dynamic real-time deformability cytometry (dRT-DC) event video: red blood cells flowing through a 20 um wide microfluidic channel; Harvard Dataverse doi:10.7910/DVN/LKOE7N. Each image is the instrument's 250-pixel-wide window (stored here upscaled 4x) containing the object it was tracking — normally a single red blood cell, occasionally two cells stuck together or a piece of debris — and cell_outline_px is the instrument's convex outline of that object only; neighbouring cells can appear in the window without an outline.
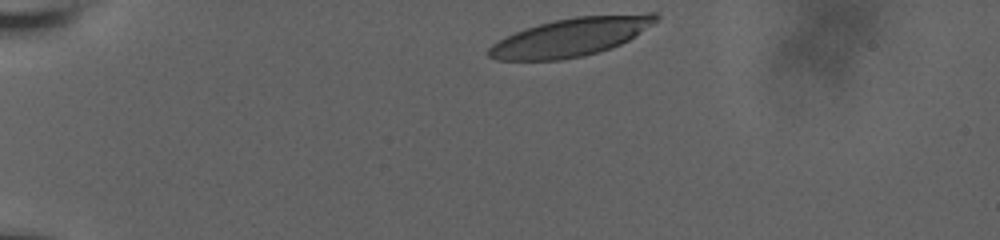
{"species": "human", "species_latin": "Homo sapiens", "temperature_condition": "room temperature", "stored_images_in_passage": 31, "camera_frame_rate_fps": 3000, "um_per_image_px": 0.085, "donor": {"sex": "male"}, "frame": {"image": 1, "passage_image": 1, "time_ms": 0.0, "image_size_px": [1000, 240], "cell_outline_px": [[660, 16], [652, 24], [628, 40], [620, 44], [584, 56], [560, 60], [496, 60], [488, 56], [488, 48], [492, 44], [516, 32], [540, 24], [556, 20], [576, 16], [648, 12], [656, 12]], "centroid_in_image_um": [48.56, 3.14], "position_along_channel_um": 36.4, "area_um2": 36.99}}
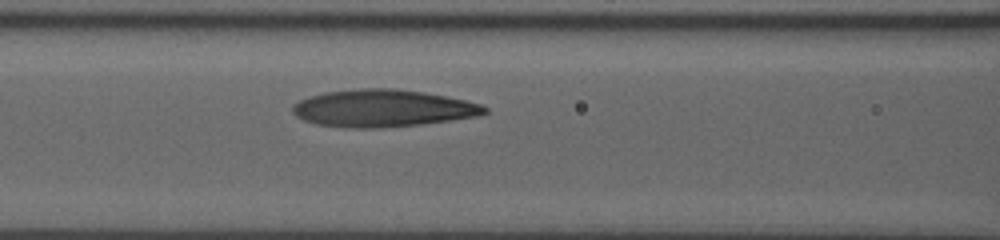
{"frame": {"image": 2, "passage_image": 21, "time_ms": 4.667, "image_size_px": [1000, 240], "cell_outline_px": [[488, 112], [476, 116], [420, 124], [380, 128], [344, 128], [316, 124], [304, 120], [296, 116], [292, 112], [292, 104], [300, 100], [324, 92], [360, 88], [396, 88], [424, 92], [464, 100], [480, 104], [488, 108]], "centroid_in_image_um": [32.49, 9.2], "position_along_channel_um": 134.1, "area_um2": 41.62}}
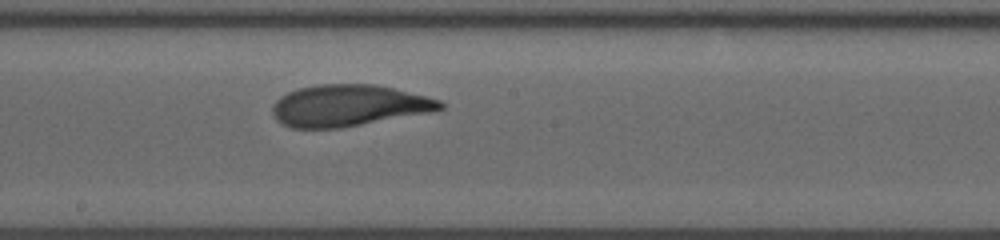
{"frame": {"image": 3, "passage_image": 30, "time_ms": 7.0, "image_size_px": [1000, 240], "cell_outline_px": [[444, 108], [424, 112], [340, 128], [292, 128], [276, 120], [272, 112], [272, 104], [280, 96], [288, 92], [300, 88], [316, 84], [372, 84], [392, 88], [440, 100], [444, 104]], "centroid_in_image_um": [29.53, 8.96], "position_along_channel_um": 218.7, "area_um2": 39.88}}